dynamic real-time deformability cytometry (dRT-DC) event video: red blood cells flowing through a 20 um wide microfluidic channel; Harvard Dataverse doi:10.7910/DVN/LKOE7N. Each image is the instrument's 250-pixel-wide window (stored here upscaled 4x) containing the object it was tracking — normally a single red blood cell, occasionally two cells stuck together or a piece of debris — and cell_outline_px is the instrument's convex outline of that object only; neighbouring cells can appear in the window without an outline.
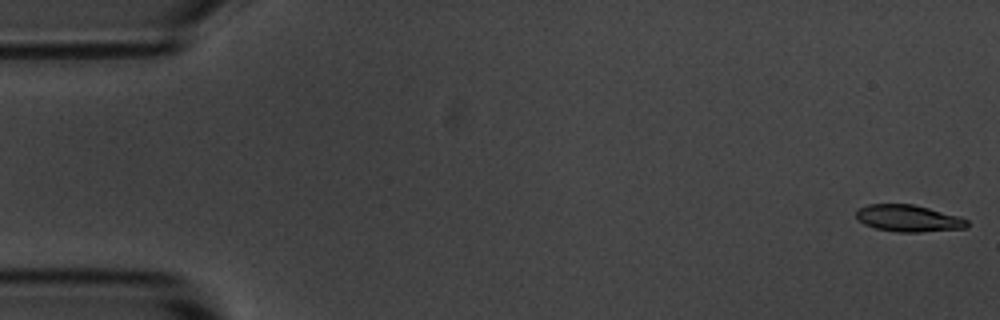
{"species": "common noctule bat (a hibernating species)", "species_latin": "Nyctalus noctula", "temperature_condition": "room temperature", "stored_images_in_passage": 17, "camera_frame_rate_fps": 3000, "um_per_image_px": 0.085, "animal": {"sex": "male", "body_mass_g": 20.1, "forearm_length_mm": 53.5}, "frame": {"image": 1, "passage_image": 1, "time_ms": 0.0, "image_size_px": [1000, 320], "cell_outline_px": [[968, 228], [920, 232], [896, 232], [876, 228], [864, 224], [856, 216], [856, 212], [860, 208], [868, 204], [912, 204], [960, 216], [968, 220]], "centroid_in_image_um": [77.25, 18.56], "position_along_channel_um": 7.7, "area_um2": 17.28}}
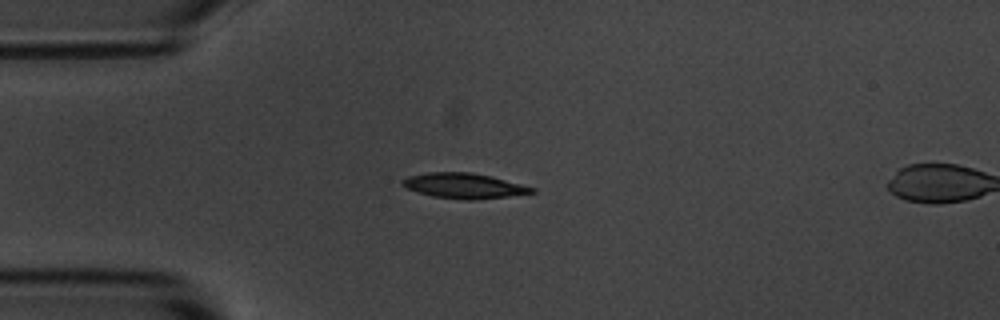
{"frame": {"image": 2, "passage_image": 14, "time_ms": 4.333, "image_size_px": [1000, 320], "cell_outline_px": [[536, 192], [508, 196], [476, 200], [468, 200], [432, 196], [408, 188], [400, 184], [400, 180], [408, 176], [428, 172], [472, 172], [492, 176], [536, 188]], "centroid_in_image_um": [39.45, 15.78], "position_along_channel_um": 45.6, "area_um2": 19.02}}